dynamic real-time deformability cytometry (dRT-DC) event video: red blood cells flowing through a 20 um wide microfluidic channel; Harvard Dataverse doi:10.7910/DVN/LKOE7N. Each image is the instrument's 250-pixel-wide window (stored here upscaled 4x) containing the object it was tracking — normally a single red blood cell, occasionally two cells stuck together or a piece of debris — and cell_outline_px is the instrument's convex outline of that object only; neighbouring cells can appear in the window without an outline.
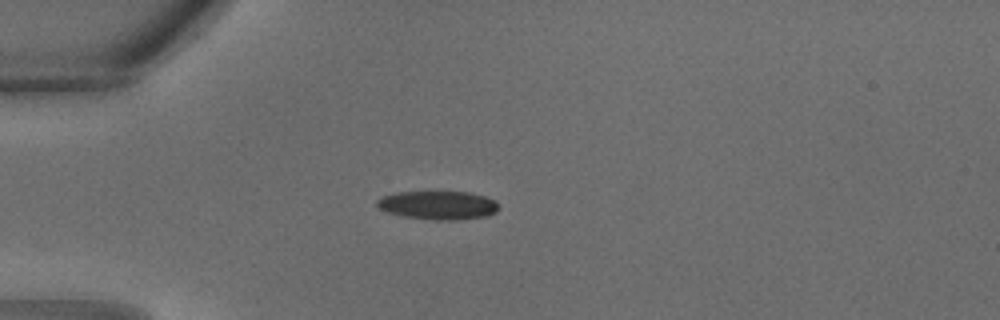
{"species": "common noctule bat (a hibernating species)", "species_latin": "Nyctalus noctula", "temperature_condition": "warm", "stored_images_in_passage": 23, "camera_frame_rate_fps": 3000, "um_per_image_px": 0.085, "animal": {"sex": "male", "body_mass_g": 18.8}, "frame": {"image": 1, "passage_image": 1, "time_ms": 0.0, "image_size_px": [1000, 320], "cell_outline_px": [[496, 212], [488, 216], [456, 220], [432, 220], [404, 216], [388, 212], [380, 208], [376, 204], [376, 200], [384, 196], [396, 192], [472, 192], [496, 200]], "centroid_in_image_um": [37.25, 17.44], "position_along_channel_um": 47.8, "area_um2": 20.17}}
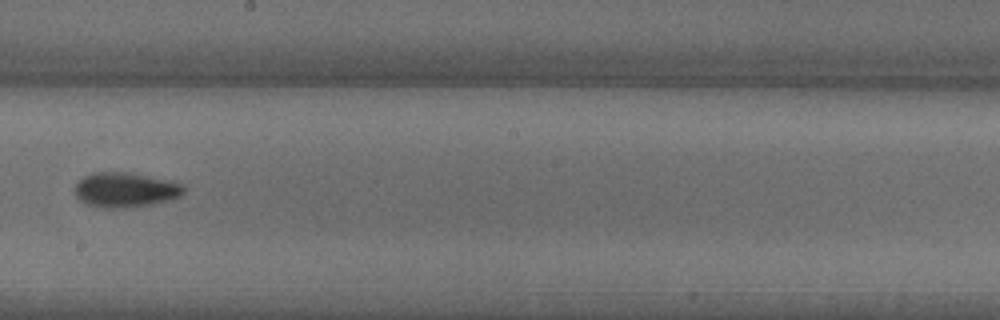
{"frame": {"image": 2, "passage_image": 11, "time_ms": 3.333, "image_size_px": [1000, 320], "cell_outline_px": [[184, 192], [180, 196], [172, 200], [152, 204], [128, 208], [108, 208], [88, 204], [80, 200], [76, 196], [76, 184], [84, 176], [92, 172], [128, 172], [184, 184]], "centroid_in_image_um": [10.67, 16.14], "position_along_channel_um": 237.5, "area_um2": 21.96}}
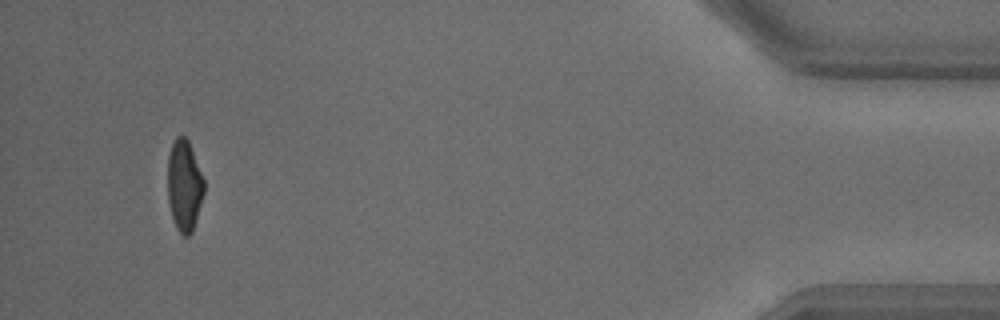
{"frame": {"image": 3, "passage_image": 23, "time_ms": 7.333, "image_size_px": [1000, 320], "cell_outline_px": [[204, 192], [192, 232], [188, 236], [184, 236], [176, 228], [172, 220], [168, 200], [168, 156], [172, 144], [176, 136], [184, 136], [188, 140], [204, 180]], "centroid_in_image_um": [15.65, 15.78], "position_along_channel_um": 419.6, "area_um2": 19.19}}